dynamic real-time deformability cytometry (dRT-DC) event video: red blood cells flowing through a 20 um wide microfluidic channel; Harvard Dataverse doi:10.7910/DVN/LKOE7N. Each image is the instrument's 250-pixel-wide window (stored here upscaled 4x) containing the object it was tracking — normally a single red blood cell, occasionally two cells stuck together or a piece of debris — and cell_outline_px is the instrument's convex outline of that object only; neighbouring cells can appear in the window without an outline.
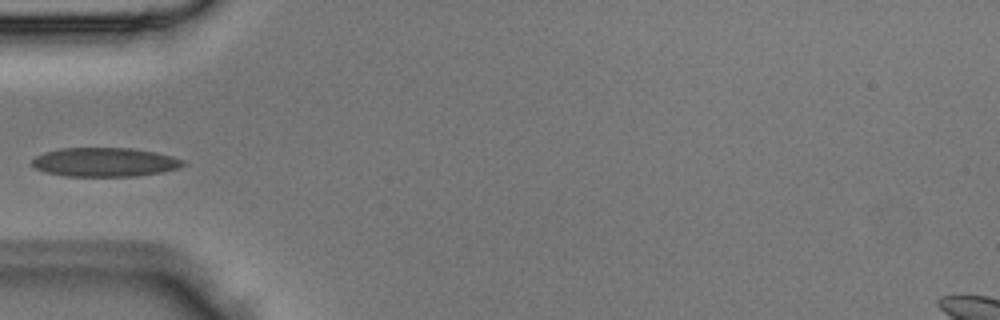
{"species": "Egyptian fruit bat (a non-hibernating species)", "species_latin": "Rousettus aegyptiacus", "temperature_condition": "room temperature", "stored_images_in_passage": 1, "camera_frame_rate_fps": 3000, "um_per_image_px": 0.085, "animal": {"sex": "male"}, "frame": {"image": 1, "passage_image": 1, "time_ms": 0.0, "image_size_px": [1000, 320], "cell_outline_px": [[188, 164], [180, 168], [160, 172], [136, 176], [64, 176], [48, 172], [36, 168], [32, 164], [32, 160], [36, 156], [44, 152], [64, 148], [132, 148], [156, 152], [172, 156], [184, 160]], "centroid_in_image_um": [8.96, 13.78], "position_along_channel_um": 76.0, "area_um2": 25.49}}